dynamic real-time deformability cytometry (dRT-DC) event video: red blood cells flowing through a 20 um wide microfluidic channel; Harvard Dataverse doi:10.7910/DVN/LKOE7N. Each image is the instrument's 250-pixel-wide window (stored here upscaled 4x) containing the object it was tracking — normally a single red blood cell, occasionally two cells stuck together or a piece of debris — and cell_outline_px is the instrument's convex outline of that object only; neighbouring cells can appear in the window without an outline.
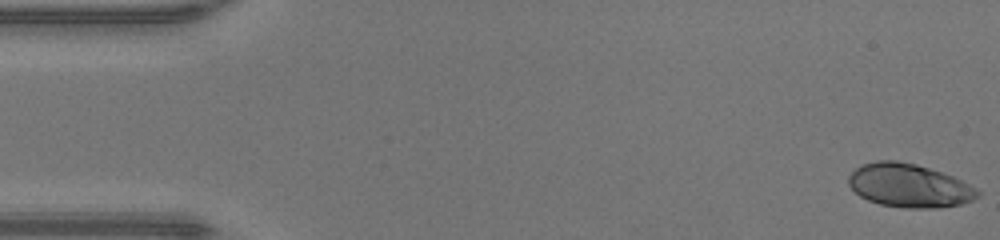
{"species": "human", "species_latin": "Homo sapiens", "temperature_condition": "warm", "stored_images_in_passage": 47, "camera_frame_rate_fps": 3000, "um_per_image_px": 0.085, "donor": {"sex": "male"}, "frame": {"image": 1, "passage_image": 1, "time_ms": 0.0, "image_size_px": [1000, 240], "cell_outline_px": [[980, 196], [972, 200], [960, 204], [936, 208], [908, 208], [880, 204], [868, 200], [860, 196], [848, 184], [848, 176], [860, 164], [876, 160], [896, 160], [916, 164], [952, 176], [976, 188], [980, 192]], "centroid_in_image_um": [77.25, 15.77], "position_along_channel_um": 7.7, "area_um2": 32.6}}
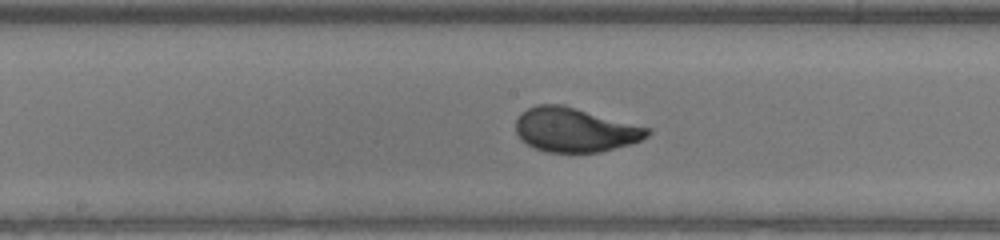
{"frame": {"image": 2, "passage_image": 24, "time_ms": 7.667, "image_size_px": [1000, 240], "cell_outline_px": [[652, 132], [648, 136], [632, 144], [600, 152], [548, 152], [536, 148], [520, 140], [516, 132], [516, 120], [520, 112], [536, 104], [564, 104], [652, 128]], "centroid_in_image_um": [48.89, 11.02], "position_along_channel_um": 199.3, "area_um2": 34.33}}
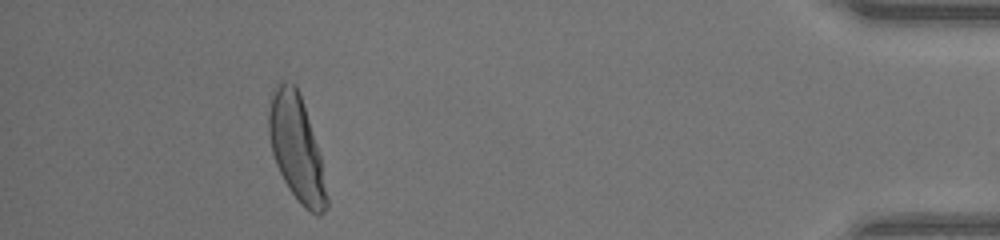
{"frame": {"image": 3, "passage_image": 43, "time_ms": 14.0, "image_size_px": [1000, 240], "cell_outline_px": [[328, 208], [320, 216], [316, 216], [304, 208], [300, 204], [288, 188], [276, 164], [272, 152], [268, 132], [268, 112], [272, 88], [280, 80], [284, 80], [296, 84], [320, 156], [328, 200]], "centroid_in_image_um": [25.17, 12.6], "position_along_channel_um": 410.0, "area_um2": 35.49}}